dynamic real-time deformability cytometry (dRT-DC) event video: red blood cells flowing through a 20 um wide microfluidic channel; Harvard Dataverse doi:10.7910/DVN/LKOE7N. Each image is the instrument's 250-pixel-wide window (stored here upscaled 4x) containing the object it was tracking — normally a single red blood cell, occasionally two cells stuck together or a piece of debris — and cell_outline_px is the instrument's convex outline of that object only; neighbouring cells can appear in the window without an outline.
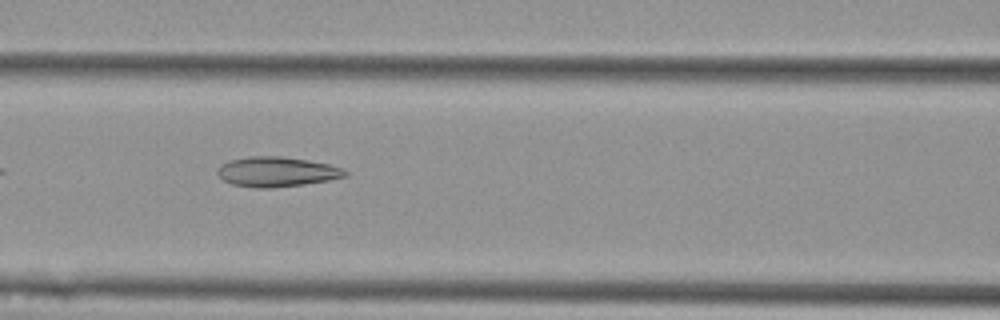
{"species": "Egyptian fruit bat (a non-hibernating species)", "species_latin": "Rousettus aegyptiacus", "temperature_condition": "cold", "stored_images_in_passage": 8, "camera_frame_rate_fps": 3000, "um_per_image_px": 0.085, "animal": {"sex": "female"}, "frame": {"image": 1, "passage_image": 6, "time_ms": 1.667, "image_size_px": [1000, 320], "cell_outline_px": [[348, 176], [328, 180], [304, 184], [272, 188], [256, 188], [232, 184], [224, 180], [216, 172], [216, 168], [220, 164], [228, 160], [248, 156], [280, 156], [308, 160], [328, 164], [344, 168], [348, 172]], "centroid_in_image_um": [23.51, 14.59], "position_along_channel_um": 143.1, "area_um2": 22.43}}
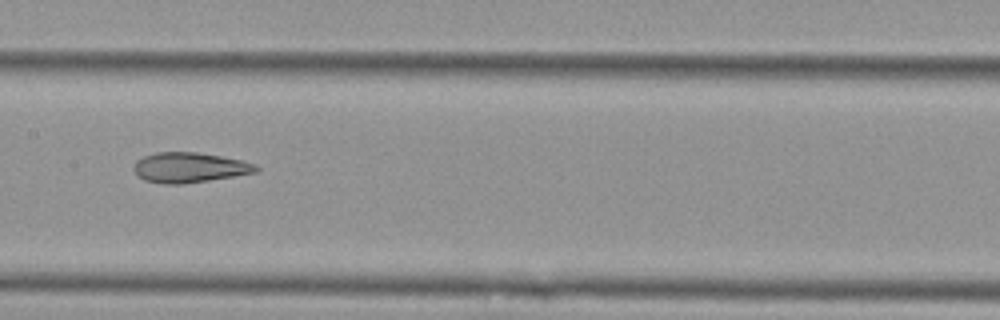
{"frame": {"image": 2, "passage_image": 7, "time_ms": 2.0, "image_size_px": [1000, 320], "cell_outline_px": [[260, 172], [184, 184], [164, 184], [144, 180], [132, 168], [136, 160], [144, 156], [156, 152], [196, 152], [220, 156], [240, 160], [256, 164], [260, 168]], "centroid_in_image_um": [16.13, 14.24], "position_along_channel_um": 191.3, "area_um2": 21.5}}
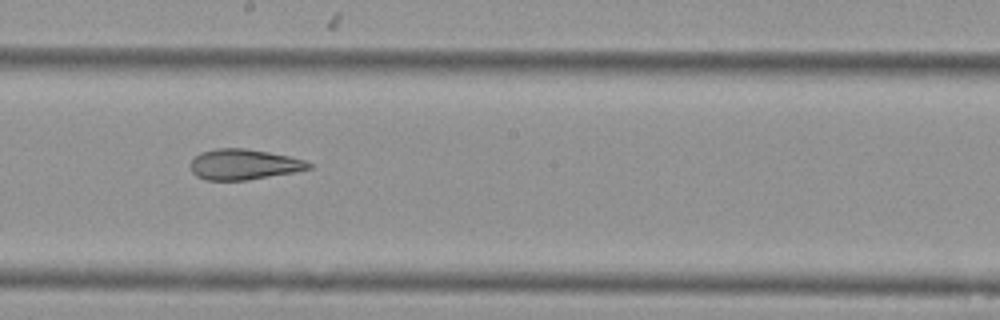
{"frame": {"image": 3, "passage_image": 8, "time_ms": 2.333, "image_size_px": [1000, 320], "cell_outline_px": [[312, 168], [292, 172], [248, 180], [204, 180], [196, 176], [192, 172], [192, 160], [200, 152], [216, 148], [244, 148], [268, 152], [288, 156], [304, 160], [312, 164]], "centroid_in_image_um": [20.71, 13.97], "position_along_channel_um": 227.5, "area_um2": 20.87}}